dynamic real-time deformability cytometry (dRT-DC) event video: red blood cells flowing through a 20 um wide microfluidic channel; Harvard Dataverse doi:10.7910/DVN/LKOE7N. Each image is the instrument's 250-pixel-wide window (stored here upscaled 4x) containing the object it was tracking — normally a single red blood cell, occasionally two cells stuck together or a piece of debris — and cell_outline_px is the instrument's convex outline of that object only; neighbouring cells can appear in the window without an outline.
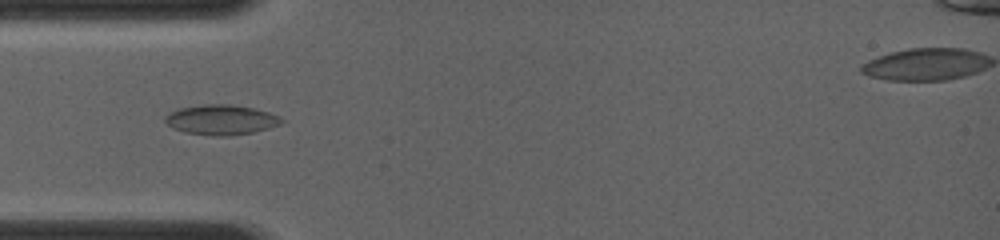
{"species": "common noctule bat (a hibernating species)", "species_latin": "Nyctalus noctula", "temperature_condition": "room temperature", "stored_images_in_passage": 33, "camera_frame_rate_fps": 4000, "um_per_image_px": 0.085, "animal": {"sex": "female", "body_mass_g": 19.0, "forearm_length_mm": 56.7}, "frame": {"image": 1, "passage_image": 2, "time_ms": 0.25, "image_size_px": [1000, 240], "cell_outline_px": [[284, 120], [280, 124], [268, 128], [252, 132], [228, 136], [212, 136], [184, 132], [172, 128], [164, 120], [164, 116], [168, 112], [180, 108], [204, 104], [232, 104], [252, 108], [268, 112], [280, 116]], "centroid_in_image_um": [18.76, 10.18], "position_along_channel_um": 66.2, "area_um2": 20.4}}
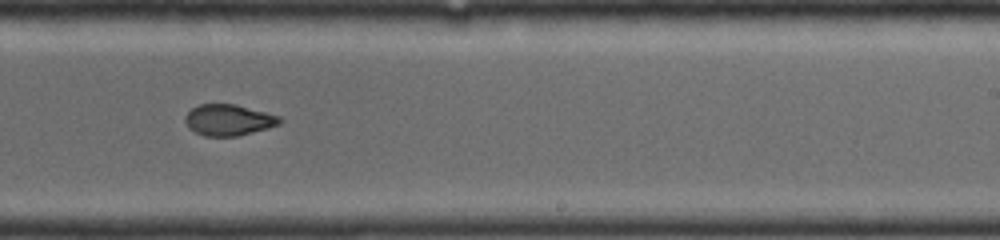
{"frame": {"image": 2, "passage_image": 15, "time_ms": 4.75, "image_size_px": [1000, 240], "cell_outline_px": [[284, 120], [280, 124], [268, 128], [236, 136], [204, 136], [188, 128], [184, 120], [184, 116], [192, 108], [200, 104], [236, 104], [280, 116]], "centroid_in_image_um": [19.43, 10.19], "position_along_channel_um": 269.6, "area_um2": 17.22}}
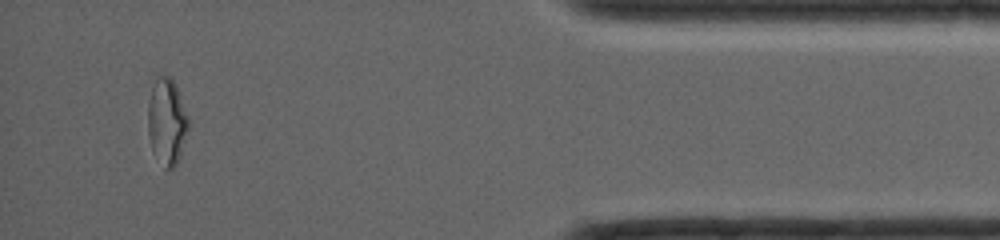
{"frame": {"image": 3, "passage_image": 29, "time_ms": 9.0, "image_size_px": [1000, 240], "cell_outline_px": [[188, 128], [180, 156], [176, 164], [172, 168], [168, 168], [152, 152], [148, 136], [148, 100], [156, 76], [168, 76], [176, 84], [188, 116]], "centroid_in_image_um": [14.17, 10.3], "position_along_channel_um": 421.0, "area_um2": 20.17}}